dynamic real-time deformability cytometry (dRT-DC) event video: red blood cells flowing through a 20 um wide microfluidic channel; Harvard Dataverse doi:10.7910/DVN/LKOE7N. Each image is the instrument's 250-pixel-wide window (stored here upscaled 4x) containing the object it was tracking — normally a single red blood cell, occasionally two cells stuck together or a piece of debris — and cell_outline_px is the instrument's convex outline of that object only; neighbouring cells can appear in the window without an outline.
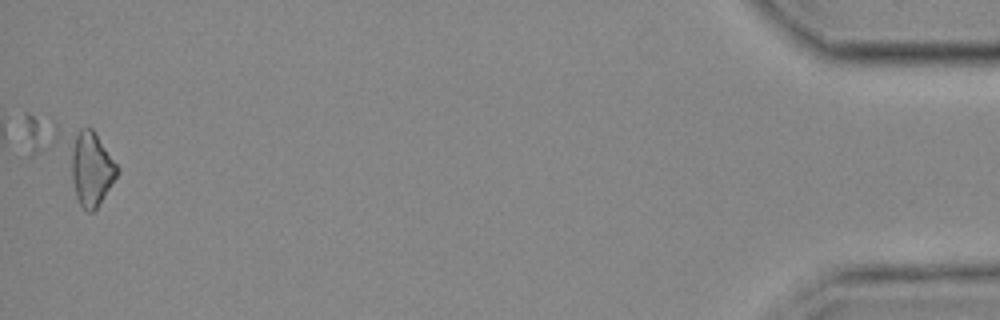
{"species": "common noctule bat (a hibernating species)", "species_latin": "Nyctalus noctula", "temperature_condition": "cold", "stored_images_in_passage": 47, "segment_of_instrument_passage": [2, 2], "camera_frame_rate_fps": 3000, "um_per_image_px": 0.085, "animal": {"sex": "female", "body_mass_g": 25.1}, "frame": {"image": 1, "passage_image": 47, "time_ms": 15.333, "image_size_px": [1000, 320], "cell_outline_px": [[120, 172], [96, 208], [92, 212], [88, 212], [28, 156], [20, 116], [24, 112], [28, 112], [92, 128], [120, 168]], "centroid_in_image_um": [6.01, 13.39], "position_along_channel_um": 429.2, "area_um2": 40.81}}